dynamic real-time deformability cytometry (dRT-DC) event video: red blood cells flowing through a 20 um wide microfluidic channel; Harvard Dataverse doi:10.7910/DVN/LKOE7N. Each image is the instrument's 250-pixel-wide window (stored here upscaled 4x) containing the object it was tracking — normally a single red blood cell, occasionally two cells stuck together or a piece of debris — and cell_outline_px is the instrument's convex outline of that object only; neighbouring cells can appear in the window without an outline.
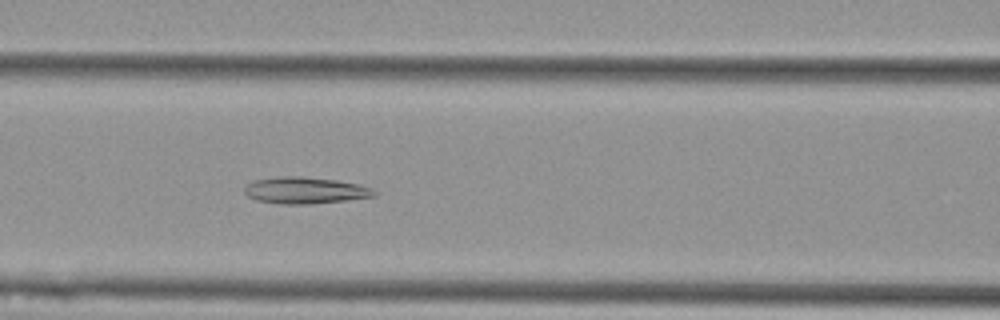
{"species": "Egyptian fruit bat (a non-hibernating species)", "species_latin": "Rousettus aegyptiacus", "temperature_condition": "cold", "stored_images_in_passage": 45, "camera_frame_rate_fps": 3000, "um_per_image_px": 0.085, "animal": {"sex": "female"}, "frame": {"image": 1, "passage_image": 14, "time_ms": 4.333, "image_size_px": [1000, 320], "cell_outline_px": [[376, 196], [348, 200], [312, 204], [284, 204], [256, 200], [248, 196], [244, 192], [244, 184], [252, 180], [280, 176], [300, 176], [336, 180], [356, 184], [372, 188], [376, 192]], "centroid_in_image_um": [25.89, 16.18], "position_along_channel_um": 140.7, "area_um2": 20.23}}
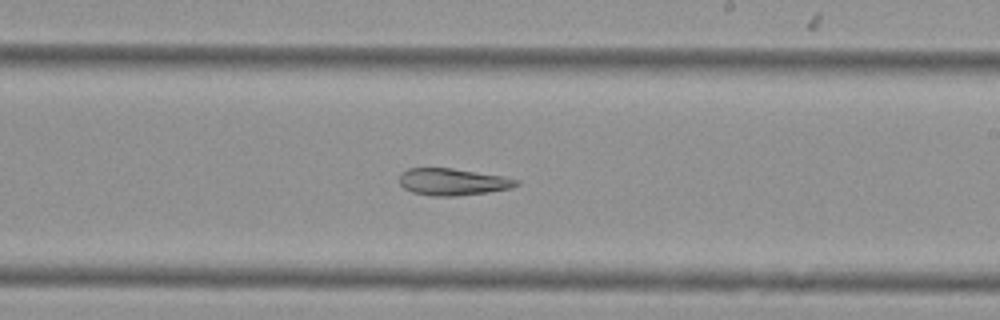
{"frame": {"image": 2, "passage_image": 23, "time_ms": 7.333, "image_size_px": [1000, 320], "cell_outline_px": [[520, 184], [512, 188], [488, 192], [456, 196], [432, 196], [412, 192], [404, 188], [400, 184], [400, 172], [408, 168], [452, 168], [504, 176], [520, 180]], "centroid_in_image_um": [38.5, 15.45], "position_along_channel_um": 250.5, "area_um2": 18.5}}
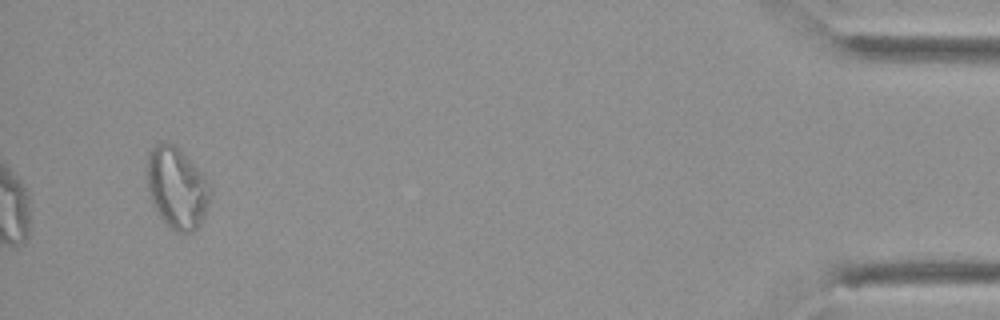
{"frame": {"image": 3, "passage_image": 43, "time_ms": 14.0, "image_size_px": [1000, 320], "cell_outline_px": [[212, 192], [208, 208], [200, 224], [192, 232], [176, 232], [160, 216], [152, 204], [148, 192], [148, 152], [152, 144], [172, 144], [212, 184]], "centroid_in_image_um": [15.06, 16.01], "position_along_channel_um": 420.1, "area_um2": 29.54}, "authors_computed_cell_mechanics": {"area_um2": 21.5594, "velocity_mm_per_s": 3.6915, "shape_relaxation_time_tau1_ms": null, "shape_relaxation_time_tau2_ms": 8.169, "deformation_change_tau1": null, "deformation_change_tau2": 0.1794}}